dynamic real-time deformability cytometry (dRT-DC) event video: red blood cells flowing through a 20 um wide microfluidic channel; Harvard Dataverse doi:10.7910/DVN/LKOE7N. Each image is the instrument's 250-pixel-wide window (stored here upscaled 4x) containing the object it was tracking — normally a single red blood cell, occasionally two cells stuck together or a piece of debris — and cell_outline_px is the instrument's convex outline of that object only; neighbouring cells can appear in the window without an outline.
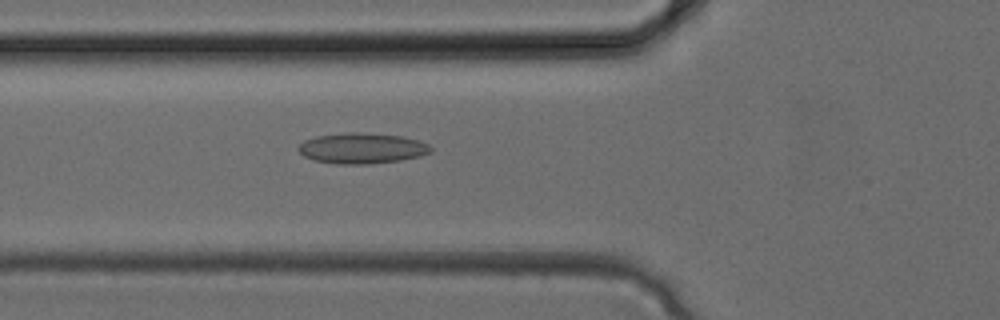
{"species": "common noctule bat (a hibernating species)", "species_latin": "Nyctalus noctula", "temperature_condition": "cold", "stored_images_in_passage": 24, "camera_frame_rate_fps": 3000, "um_per_image_px": 0.085, "animal": {"sex": "female", "body_mass_g": 24.6, "forearm_length_mm": 56.2}, "frame": {"image": 1, "passage_image": 5, "time_ms": 1.333, "image_size_px": [1000, 320], "cell_outline_px": [[432, 152], [420, 156], [400, 160], [368, 164], [336, 164], [312, 160], [304, 156], [296, 148], [304, 140], [316, 136], [348, 132], [360, 132], [404, 136], [428, 144], [432, 148]], "centroid_in_image_um": [30.75, 12.6], "position_along_channel_um": 95.1, "area_um2": 23.76}}
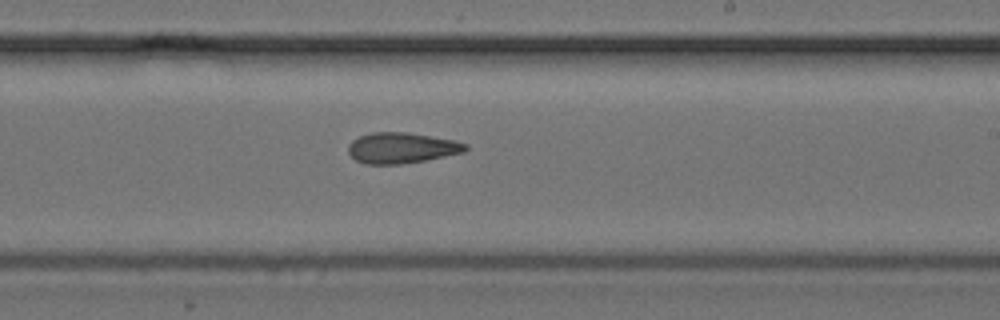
{"frame": {"image": 2, "passage_image": 13, "time_ms": 4.0, "image_size_px": [1000, 320], "cell_outline_px": [[468, 148], [464, 152], [424, 160], [400, 164], [364, 164], [356, 160], [348, 152], [348, 144], [352, 140], [360, 136], [372, 132], [408, 132], [456, 140], [468, 144]], "centroid_in_image_um": [34.14, 12.56], "position_along_channel_um": 254.9, "area_um2": 21.04}}
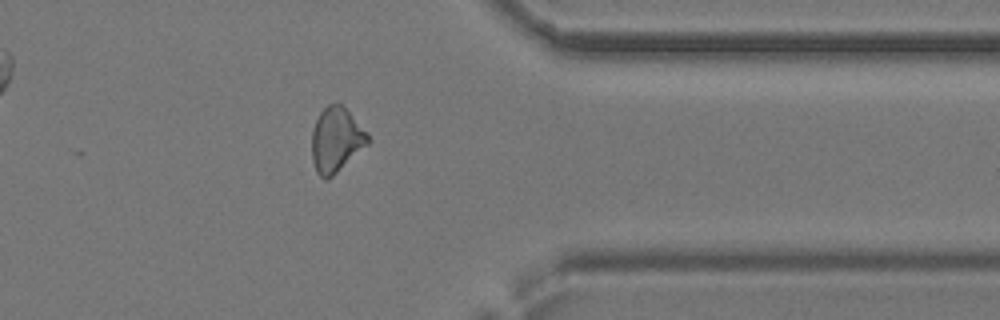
{"frame": {"image": 3, "passage_image": 20, "time_ms": 6.333, "image_size_px": [1000, 320], "cell_outline_px": [[372, 140], [368, 144], [328, 180], [324, 180], [316, 172], [312, 160], [312, 132], [316, 120], [320, 112], [328, 104], [336, 100], [368, 132]], "centroid_in_image_um": [28.58, 11.89], "position_along_channel_um": 382.8, "area_um2": 21.21}}